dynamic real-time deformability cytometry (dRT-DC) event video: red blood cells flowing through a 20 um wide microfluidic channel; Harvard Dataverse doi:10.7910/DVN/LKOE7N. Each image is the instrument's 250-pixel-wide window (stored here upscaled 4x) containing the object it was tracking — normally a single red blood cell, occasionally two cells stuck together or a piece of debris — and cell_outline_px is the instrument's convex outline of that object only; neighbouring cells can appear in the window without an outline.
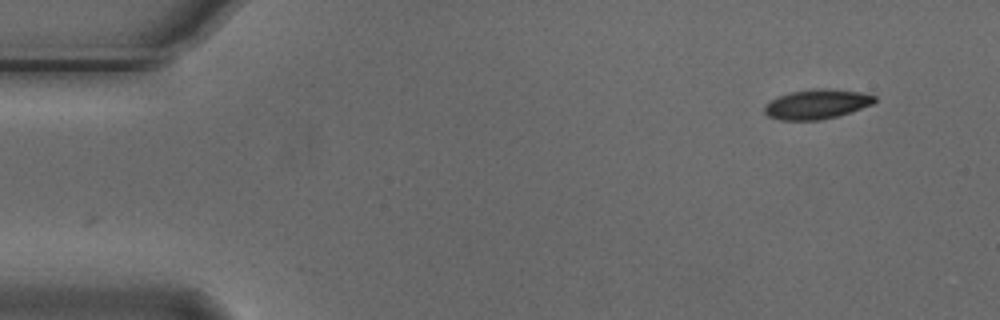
{"species": "Egyptian fruit bat (a non-hibernating species)", "species_latin": "Rousettus aegyptiacus", "temperature_condition": "cold", "stored_images_in_passage": 4, "segment_of_instrument_passage": [2, 2], "camera_frame_rate_fps": 3000, "um_per_image_px": 0.085, "animal": {"sex": "male"}, "frame": {"image": 1, "passage_image": 4, "time_ms": 1.0, "image_size_px": [1000, 320], "cell_outline_px": [[876, 100], [872, 104], [836, 116], [820, 120], [780, 120], [768, 116], [764, 112], [764, 104], [776, 96], [792, 92], [812, 88], [828, 88], [860, 92], [876, 96]], "centroid_in_image_um": [69.37, 8.84], "position_along_channel_um": 15.6, "area_um2": 19.02}}